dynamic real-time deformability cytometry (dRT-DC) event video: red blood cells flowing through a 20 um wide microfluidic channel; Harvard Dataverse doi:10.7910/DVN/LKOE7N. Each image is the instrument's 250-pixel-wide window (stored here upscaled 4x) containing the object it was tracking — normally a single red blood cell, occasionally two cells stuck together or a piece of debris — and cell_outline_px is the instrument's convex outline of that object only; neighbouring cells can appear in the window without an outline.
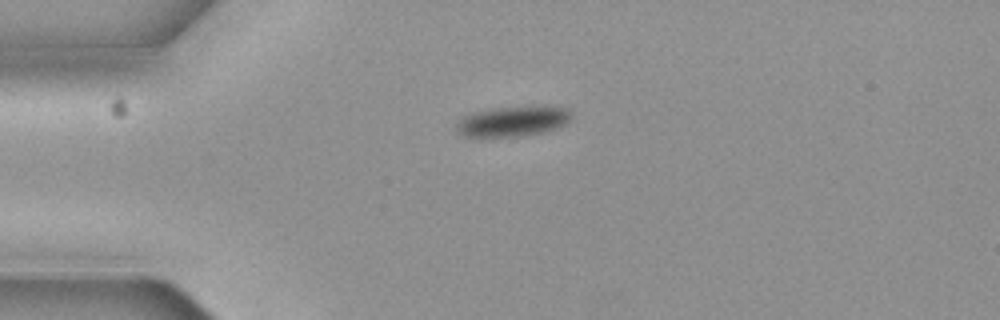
{"species": "common noctule bat (a hibernating species)", "species_latin": "Nyctalus noctula", "temperature_condition": "cold", "stored_images_in_passage": 2, "camera_frame_rate_fps": 3000, "um_per_image_px": 0.085, "animal": {"sex": "female", "body_mass_g": 19.3, "forearm_length_mm": 54.1}, "frame": {"image": 1, "passage_image": 1, "time_ms": 0.0, "image_size_px": [1000, 320], "cell_outline_px": [[572, 120], [556, 128], [544, 132], [516, 136], [464, 136], [456, 132], [456, 124], [464, 116], [472, 112], [492, 108], [544, 104], [548, 104], [568, 108], [572, 112]], "centroid_in_image_um": [43.67, 10.26], "position_along_channel_um": 41.3, "area_um2": 20.81}}